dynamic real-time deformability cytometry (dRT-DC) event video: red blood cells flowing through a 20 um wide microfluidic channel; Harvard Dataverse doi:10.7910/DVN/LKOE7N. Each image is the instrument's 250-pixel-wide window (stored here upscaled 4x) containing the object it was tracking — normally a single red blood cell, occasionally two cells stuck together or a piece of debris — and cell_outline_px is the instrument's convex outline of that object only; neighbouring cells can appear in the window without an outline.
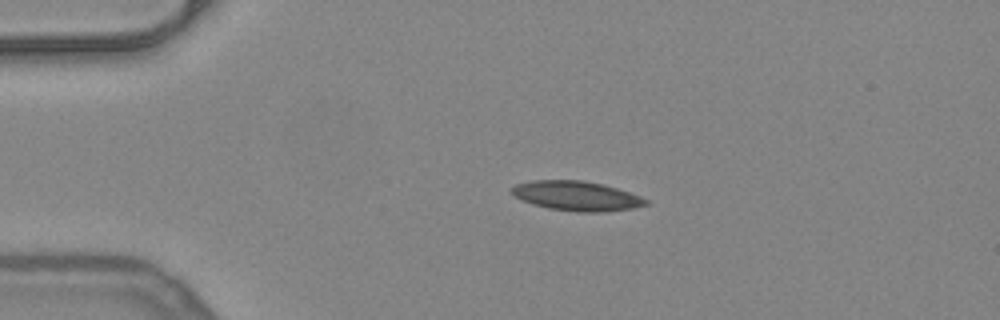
{"species": "common noctule bat (a hibernating species)", "species_latin": "Nyctalus noctula", "temperature_condition": "warm", "stored_images_in_passage": 41, "camera_frame_rate_fps": 3000, "um_per_image_px": 0.085, "animal": {"sex": "female", "body_mass_g": 24.6, "forearm_length_mm": 56.2}, "frame": {"image": 1, "passage_image": 1, "time_ms": 0.0, "image_size_px": [1000, 320], "cell_outline_px": [[648, 204], [632, 208], [604, 212], [580, 212], [548, 208], [532, 204], [512, 196], [512, 188], [516, 184], [532, 180], [584, 180], [604, 184], [640, 196], [648, 200]], "centroid_in_image_um": [48.99, 16.65], "position_along_channel_um": 36.0, "area_um2": 23.12}}
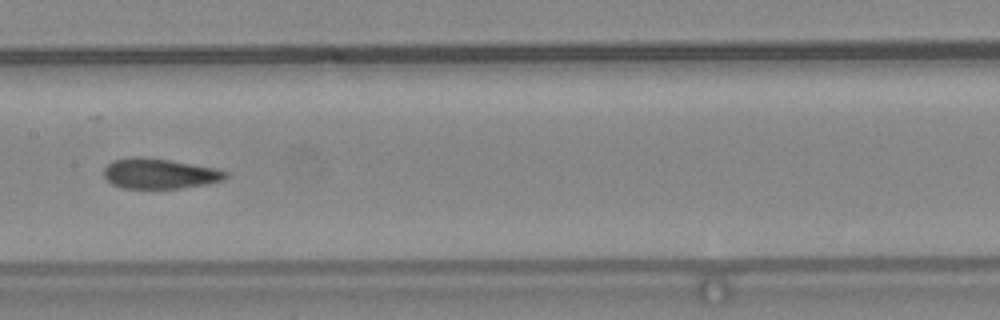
{"frame": {"image": 2, "passage_image": 16, "time_ms": 5.0, "image_size_px": [1000, 320], "cell_outline_px": [[228, 176], [224, 180], [204, 184], [180, 188], [120, 188], [112, 184], [104, 176], [104, 168], [112, 160], [132, 156], [140, 156], [168, 160], [216, 168], [228, 172]], "centroid_in_image_um": [13.53, 14.75], "position_along_channel_um": 193.9, "area_um2": 21.44}}
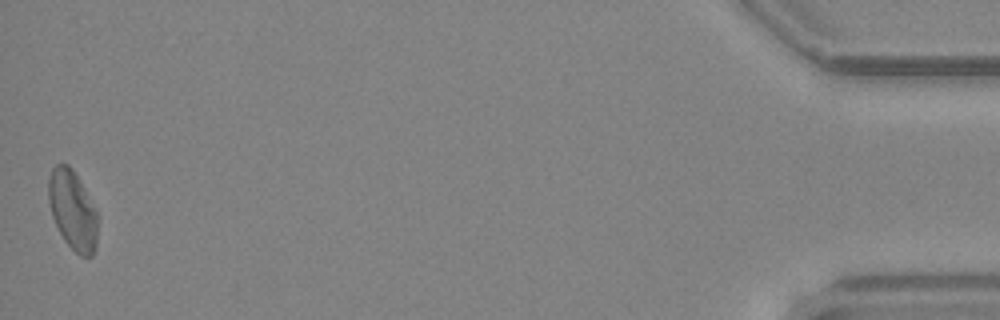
{"frame": {"image": 3, "passage_image": 41, "time_ms": 13.333, "image_size_px": [1000, 320], "cell_outline_px": [[100, 216], [96, 248], [92, 256], [80, 256], [64, 240], [52, 216], [48, 200], [48, 180], [52, 168], [56, 164], [68, 164], [72, 168]], "centroid_in_image_um": [6.21, 17.88], "position_along_channel_um": 429.0, "area_um2": 22.95}, "authors_computed_cell_mechanics": {"area_um2": 22.3108, "velocity_mm_per_s": 3.9659, "shape_relaxation_time_tau1_ms": null, "shape_relaxation_time_tau2_ms": 2.2839, "deformation_change_tau1": null, "deformation_change_tau2": 0.1064}}